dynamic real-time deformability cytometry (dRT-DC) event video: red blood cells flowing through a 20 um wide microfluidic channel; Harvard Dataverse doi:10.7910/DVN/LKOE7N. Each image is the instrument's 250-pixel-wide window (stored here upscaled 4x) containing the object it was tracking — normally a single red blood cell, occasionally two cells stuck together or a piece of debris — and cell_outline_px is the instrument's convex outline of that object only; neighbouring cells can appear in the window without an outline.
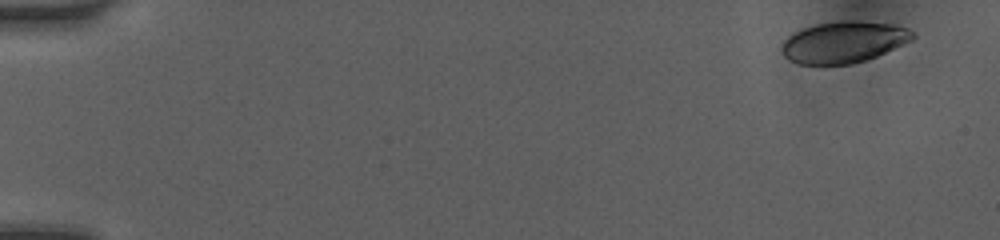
{"species": "human", "species_latin": "Homo sapiens", "temperature_condition": "room temperature", "stored_images_in_passage": 9, "camera_frame_rate_fps": 3000, "um_per_image_px": 0.085, "donor": {"sex": "female"}, "frame": {"image": 1, "passage_image": 1, "time_ms": 0.0, "image_size_px": [1000, 240], "cell_outline_px": [[916, 36], [912, 40], [904, 44], [868, 60], [852, 64], [800, 64], [788, 60], [784, 56], [780, 48], [784, 40], [788, 36], [804, 28], [816, 24], [848, 20], [852, 20], [892, 24], [908, 28], [916, 32]], "centroid_in_image_um": [71.74, 3.58], "position_along_channel_um": 13.3, "area_um2": 31.73}}
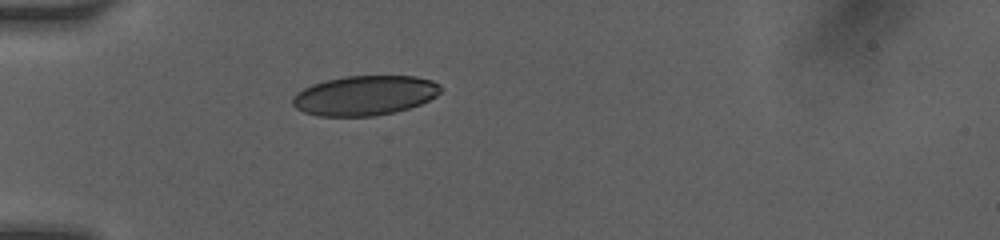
{"frame": {"image": 2, "passage_image": 6, "time_ms": 4.333, "image_size_px": [1000, 240], "cell_outline_px": [[440, 92], [436, 96], [420, 104], [408, 108], [376, 116], [316, 116], [304, 112], [296, 108], [292, 104], [292, 96], [296, 92], [312, 84], [324, 80], [344, 76], [416, 76], [432, 80], [440, 84]], "centroid_in_image_um": [30.97, 8.11], "position_along_channel_um": 54.0, "area_um2": 34.39}}
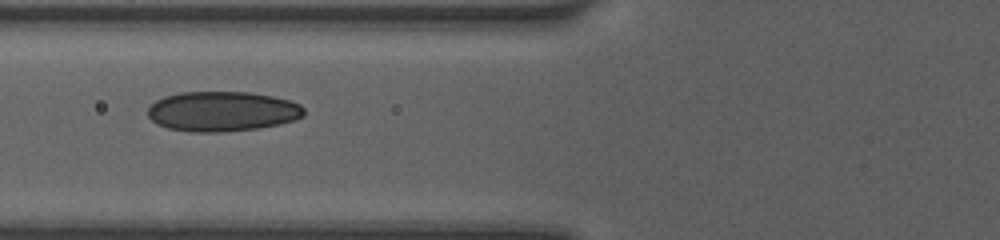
{"frame": {"image": 3, "passage_image": 8, "time_ms": 6.0, "image_size_px": [1000, 240], "cell_outline_px": [[304, 116], [280, 124], [256, 128], [224, 132], [192, 132], [168, 128], [156, 124], [148, 116], [148, 108], [156, 100], [164, 96], [180, 92], [252, 92], [272, 96], [288, 100], [300, 104], [304, 108]], "centroid_in_image_um": [18.88, 9.46], "position_along_channel_um": 106.9, "area_um2": 36.41}}